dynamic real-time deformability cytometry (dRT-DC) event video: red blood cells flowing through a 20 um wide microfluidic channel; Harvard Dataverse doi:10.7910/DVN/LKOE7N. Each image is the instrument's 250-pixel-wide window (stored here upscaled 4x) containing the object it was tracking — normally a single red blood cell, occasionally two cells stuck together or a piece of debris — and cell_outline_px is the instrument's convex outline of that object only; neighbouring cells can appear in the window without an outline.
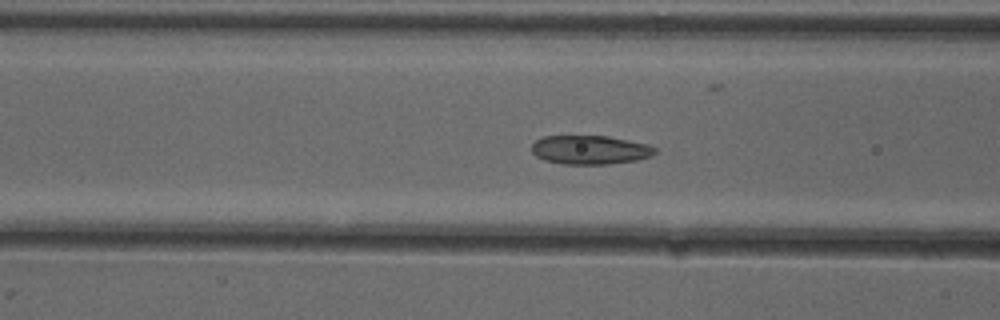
{"species": "common noctule bat (a hibernating species)", "species_latin": "Nyctalus noctula", "temperature_condition": "cold", "stored_images_in_passage": 52, "camera_frame_rate_fps": 3000, "um_per_image_px": 0.085, "animal": {"sex": "female"}, "frame": {"image": 1, "passage_image": 20, "time_ms": 6.333, "image_size_px": [1000, 320], "cell_outline_px": [[656, 152], [652, 156], [636, 160], [608, 164], [564, 164], [544, 160], [536, 156], [532, 152], [532, 144], [536, 140], [544, 136], [608, 136], [648, 144], [656, 148]], "centroid_in_image_um": [50.16, 12.74], "position_along_channel_um": 116.4, "area_um2": 20.75}}
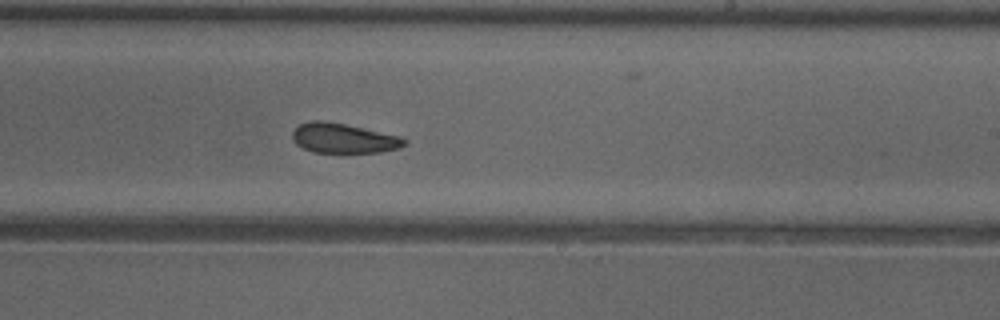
{"frame": {"image": 2, "passage_image": 31, "time_ms": 10.0, "image_size_px": [1000, 320], "cell_outline_px": [[408, 144], [400, 148], [380, 152], [312, 152], [296, 144], [292, 140], [292, 132], [300, 124], [312, 120], [320, 120], [344, 124], [400, 136], [408, 140]], "centroid_in_image_um": [29.21, 11.75], "position_along_channel_um": 259.8, "area_um2": 19.36}}
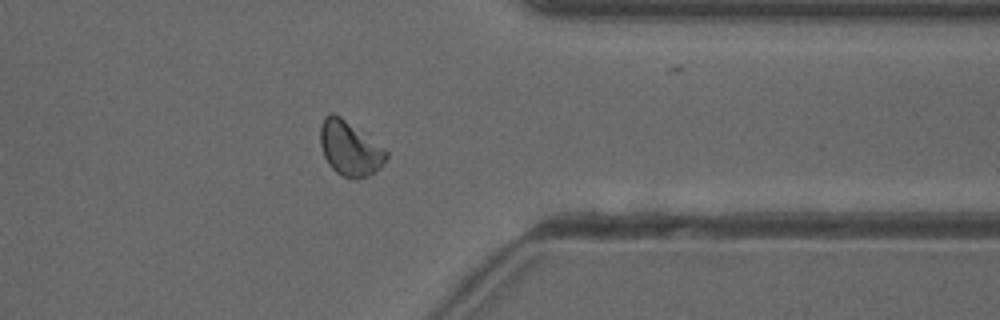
{"frame": {"image": 3, "passage_image": 41, "time_ms": 13.333, "image_size_px": [1000, 320], "cell_outline_px": [[388, 156], [380, 168], [368, 176], [352, 180], [336, 172], [328, 164], [324, 156], [320, 144], [320, 124], [324, 116], [332, 112], [340, 116], [368, 132], [388, 152]], "centroid_in_image_um": [29.75, 12.58], "position_along_channel_um": 381.7, "area_um2": 21.62}, "authors_computed_cell_mechanics": {"area_um2": 21.4727, "velocity_mm_per_s": 3.9162, "shape_relaxation_time_tau1_ms": null, "shape_relaxation_time_tau2_ms": 5.8991, "deformation_change_tau1": null, "deformation_change_tau2": 0.1105}}